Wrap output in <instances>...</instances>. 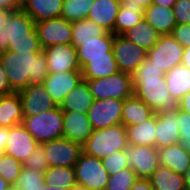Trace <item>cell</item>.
<instances>
[{
    "instance_id": "obj_1",
    "label": "cell",
    "mask_w": 190,
    "mask_h": 190,
    "mask_svg": "<svg viewBox=\"0 0 190 190\" xmlns=\"http://www.w3.org/2000/svg\"><path fill=\"white\" fill-rule=\"evenodd\" d=\"M132 86L134 95L155 113L179 109V101L170 96L165 73L148 58L132 73Z\"/></svg>"
},
{
    "instance_id": "obj_2",
    "label": "cell",
    "mask_w": 190,
    "mask_h": 190,
    "mask_svg": "<svg viewBox=\"0 0 190 190\" xmlns=\"http://www.w3.org/2000/svg\"><path fill=\"white\" fill-rule=\"evenodd\" d=\"M0 61L14 92H20L32 84H43L49 74L46 55L43 51L38 54L3 51L0 52Z\"/></svg>"
},
{
    "instance_id": "obj_3",
    "label": "cell",
    "mask_w": 190,
    "mask_h": 190,
    "mask_svg": "<svg viewBox=\"0 0 190 190\" xmlns=\"http://www.w3.org/2000/svg\"><path fill=\"white\" fill-rule=\"evenodd\" d=\"M8 50L17 54H38L43 51L35 21L22 10L11 12L0 30V52Z\"/></svg>"
},
{
    "instance_id": "obj_4",
    "label": "cell",
    "mask_w": 190,
    "mask_h": 190,
    "mask_svg": "<svg viewBox=\"0 0 190 190\" xmlns=\"http://www.w3.org/2000/svg\"><path fill=\"white\" fill-rule=\"evenodd\" d=\"M128 145L126 128L121 123L104 129L93 130L83 144V152L103 159L112 153L124 150Z\"/></svg>"
},
{
    "instance_id": "obj_5",
    "label": "cell",
    "mask_w": 190,
    "mask_h": 190,
    "mask_svg": "<svg viewBox=\"0 0 190 190\" xmlns=\"http://www.w3.org/2000/svg\"><path fill=\"white\" fill-rule=\"evenodd\" d=\"M23 117L22 124L39 144L62 138L63 111L59 106L34 116Z\"/></svg>"
},
{
    "instance_id": "obj_6",
    "label": "cell",
    "mask_w": 190,
    "mask_h": 190,
    "mask_svg": "<svg viewBox=\"0 0 190 190\" xmlns=\"http://www.w3.org/2000/svg\"><path fill=\"white\" fill-rule=\"evenodd\" d=\"M94 100L114 98L125 100L134 94L132 75L119 71L106 78L85 80Z\"/></svg>"
},
{
    "instance_id": "obj_7",
    "label": "cell",
    "mask_w": 190,
    "mask_h": 190,
    "mask_svg": "<svg viewBox=\"0 0 190 190\" xmlns=\"http://www.w3.org/2000/svg\"><path fill=\"white\" fill-rule=\"evenodd\" d=\"M74 168L76 183L87 190H105L109 174L102 159L82 152Z\"/></svg>"
},
{
    "instance_id": "obj_8",
    "label": "cell",
    "mask_w": 190,
    "mask_h": 190,
    "mask_svg": "<svg viewBox=\"0 0 190 190\" xmlns=\"http://www.w3.org/2000/svg\"><path fill=\"white\" fill-rule=\"evenodd\" d=\"M183 53L184 47L171 35H161L157 43L147 52V58L166 74L181 65Z\"/></svg>"
},
{
    "instance_id": "obj_9",
    "label": "cell",
    "mask_w": 190,
    "mask_h": 190,
    "mask_svg": "<svg viewBox=\"0 0 190 190\" xmlns=\"http://www.w3.org/2000/svg\"><path fill=\"white\" fill-rule=\"evenodd\" d=\"M49 167H74L83 152V145L66 138H58L41 144Z\"/></svg>"
},
{
    "instance_id": "obj_10",
    "label": "cell",
    "mask_w": 190,
    "mask_h": 190,
    "mask_svg": "<svg viewBox=\"0 0 190 190\" xmlns=\"http://www.w3.org/2000/svg\"><path fill=\"white\" fill-rule=\"evenodd\" d=\"M124 154L127 167L131 168L138 178H149L160 165L156 146L128 145Z\"/></svg>"
},
{
    "instance_id": "obj_11",
    "label": "cell",
    "mask_w": 190,
    "mask_h": 190,
    "mask_svg": "<svg viewBox=\"0 0 190 190\" xmlns=\"http://www.w3.org/2000/svg\"><path fill=\"white\" fill-rule=\"evenodd\" d=\"M123 103L124 100L114 98L94 100L87 113L93 130L121 124Z\"/></svg>"
},
{
    "instance_id": "obj_12",
    "label": "cell",
    "mask_w": 190,
    "mask_h": 190,
    "mask_svg": "<svg viewBox=\"0 0 190 190\" xmlns=\"http://www.w3.org/2000/svg\"><path fill=\"white\" fill-rule=\"evenodd\" d=\"M42 48L59 44H72V22L59 17L35 23Z\"/></svg>"
},
{
    "instance_id": "obj_13",
    "label": "cell",
    "mask_w": 190,
    "mask_h": 190,
    "mask_svg": "<svg viewBox=\"0 0 190 190\" xmlns=\"http://www.w3.org/2000/svg\"><path fill=\"white\" fill-rule=\"evenodd\" d=\"M115 35L107 32L93 40L89 41H72L76 48L80 68L87 64L90 59L114 58L113 42Z\"/></svg>"
},
{
    "instance_id": "obj_14",
    "label": "cell",
    "mask_w": 190,
    "mask_h": 190,
    "mask_svg": "<svg viewBox=\"0 0 190 190\" xmlns=\"http://www.w3.org/2000/svg\"><path fill=\"white\" fill-rule=\"evenodd\" d=\"M113 53L120 71L131 75L147 58L146 50L128 41L122 35H115Z\"/></svg>"
},
{
    "instance_id": "obj_15",
    "label": "cell",
    "mask_w": 190,
    "mask_h": 190,
    "mask_svg": "<svg viewBox=\"0 0 190 190\" xmlns=\"http://www.w3.org/2000/svg\"><path fill=\"white\" fill-rule=\"evenodd\" d=\"M46 55L48 73L81 71L76 48L72 44H59L43 49Z\"/></svg>"
},
{
    "instance_id": "obj_16",
    "label": "cell",
    "mask_w": 190,
    "mask_h": 190,
    "mask_svg": "<svg viewBox=\"0 0 190 190\" xmlns=\"http://www.w3.org/2000/svg\"><path fill=\"white\" fill-rule=\"evenodd\" d=\"M38 144L20 123L9 128V136L3 153L23 162L33 153Z\"/></svg>"
},
{
    "instance_id": "obj_17",
    "label": "cell",
    "mask_w": 190,
    "mask_h": 190,
    "mask_svg": "<svg viewBox=\"0 0 190 190\" xmlns=\"http://www.w3.org/2000/svg\"><path fill=\"white\" fill-rule=\"evenodd\" d=\"M82 80V71L51 73L43 81V86L57 106H60L65 96L79 85Z\"/></svg>"
},
{
    "instance_id": "obj_18",
    "label": "cell",
    "mask_w": 190,
    "mask_h": 190,
    "mask_svg": "<svg viewBox=\"0 0 190 190\" xmlns=\"http://www.w3.org/2000/svg\"><path fill=\"white\" fill-rule=\"evenodd\" d=\"M19 94L22 101L23 116H34L57 107L43 84L29 85Z\"/></svg>"
},
{
    "instance_id": "obj_19",
    "label": "cell",
    "mask_w": 190,
    "mask_h": 190,
    "mask_svg": "<svg viewBox=\"0 0 190 190\" xmlns=\"http://www.w3.org/2000/svg\"><path fill=\"white\" fill-rule=\"evenodd\" d=\"M93 132L87 113L63 111L62 138L84 144Z\"/></svg>"
},
{
    "instance_id": "obj_20",
    "label": "cell",
    "mask_w": 190,
    "mask_h": 190,
    "mask_svg": "<svg viewBox=\"0 0 190 190\" xmlns=\"http://www.w3.org/2000/svg\"><path fill=\"white\" fill-rule=\"evenodd\" d=\"M178 110L156 113L155 146L159 149L180 142Z\"/></svg>"
},
{
    "instance_id": "obj_21",
    "label": "cell",
    "mask_w": 190,
    "mask_h": 190,
    "mask_svg": "<svg viewBox=\"0 0 190 190\" xmlns=\"http://www.w3.org/2000/svg\"><path fill=\"white\" fill-rule=\"evenodd\" d=\"M121 6V0H93L87 18L114 34L116 17Z\"/></svg>"
},
{
    "instance_id": "obj_22",
    "label": "cell",
    "mask_w": 190,
    "mask_h": 190,
    "mask_svg": "<svg viewBox=\"0 0 190 190\" xmlns=\"http://www.w3.org/2000/svg\"><path fill=\"white\" fill-rule=\"evenodd\" d=\"M64 0H22L21 10L35 23L61 17Z\"/></svg>"
},
{
    "instance_id": "obj_23",
    "label": "cell",
    "mask_w": 190,
    "mask_h": 190,
    "mask_svg": "<svg viewBox=\"0 0 190 190\" xmlns=\"http://www.w3.org/2000/svg\"><path fill=\"white\" fill-rule=\"evenodd\" d=\"M160 165L167 166L178 174L184 175L190 167V153L180 142L158 149Z\"/></svg>"
},
{
    "instance_id": "obj_24",
    "label": "cell",
    "mask_w": 190,
    "mask_h": 190,
    "mask_svg": "<svg viewBox=\"0 0 190 190\" xmlns=\"http://www.w3.org/2000/svg\"><path fill=\"white\" fill-rule=\"evenodd\" d=\"M146 21L161 35H171L177 25L173 8L152 3L144 10Z\"/></svg>"
},
{
    "instance_id": "obj_25",
    "label": "cell",
    "mask_w": 190,
    "mask_h": 190,
    "mask_svg": "<svg viewBox=\"0 0 190 190\" xmlns=\"http://www.w3.org/2000/svg\"><path fill=\"white\" fill-rule=\"evenodd\" d=\"M22 101L19 92L0 97V127L10 128L23 122Z\"/></svg>"
},
{
    "instance_id": "obj_26",
    "label": "cell",
    "mask_w": 190,
    "mask_h": 190,
    "mask_svg": "<svg viewBox=\"0 0 190 190\" xmlns=\"http://www.w3.org/2000/svg\"><path fill=\"white\" fill-rule=\"evenodd\" d=\"M93 102L94 98L90 92L88 83L82 80L79 85L65 96L59 107L62 111L88 113Z\"/></svg>"
},
{
    "instance_id": "obj_27",
    "label": "cell",
    "mask_w": 190,
    "mask_h": 190,
    "mask_svg": "<svg viewBox=\"0 0 190 190\" xmlns=\"http://www.w3.org/2000/svg\"><path fill=\"white\" fill-rule=\"evenodd\" d=\"M155 112L136 95L124 100L122 109V124L126 126L137 125L151 118Z\"/></svg>"
},
{
    "instance_id": "obj_28",
    "label": "cell",
    "mask_w": 190,
    "mask_h": 190,
    "mask_svg": "<svg viewBox=\"0 0 190 190\" xmlns=\"http://www.w3.org/2000/svg\"><path fill=\"white\" fill-rule=\"evenodd\" d=\"M125 128L129 145L155 146L156 113L140 124Z\"/></svg>"
},
{
    "instance_id": "obj_29",
    "label": "cell",
    "mask_w": 190,
    "mask_h": 190,
    "mask_svg": "<svg viewBox=\"0 0 190 190\" xmlns=\"http://www.w3.org/2000/svg\"><path fill=\"white\" fill-rule=\"evenodd\" d=\"M122 36L148 52L157 43L161 34L144 18L138 25L125 31Z\"/></svg>"
},
{
    "instance_id": "obj_30",
    "label": "cell",
    "mask_w": 190,
    "mask_h": 190,
    "mask_svg": "<svg viewBox=\"0 0 190 190\" xmlns=\"http://www.w3.org/2000/svg\"><path fill=\"white\" fill-rule=\"evenodd\" d=\"M153 190H186L184 176L159 165L149 177Z\"/></svg>"
},
{
    "instance_id": "obj_31",
    "label": "cell",
    "mask_w": 190,
    "mask_h": 190,
    "mask_svg": "<svg viewBox=\"0 0 190 190\" xmlns=\"http://www.w3.org/2000/svg\"><path fill=\"white\" fill-rule=\"evenodd\" d=\"M166 84L170 96L173 99L181 100L188 92H190V69L180 65L174 67L165 74Z\"/></svg>"
},
{
    "instance_id": "obj_32",
    "label": "cell",
    "mask_w": 190,
    "mask_h": 190,
    "mask_svg": "<svg viewBox=\"0 0 190 190\" xmlns=\"http://www.w3.org/2000/svg\"><path fill=\"white\" fill-rule=\"evenodd\" d=\"M83 80L106 78L120 71L115 58L90 59L82 68Z\"/></svg>"
},
{
    "instance_id": "obj_33",
    "label": "cell",
    "mask_w": 190,
    "mask_h": 190,
    "mask_svg": "<svg viewBox=\"0 0 190 190\" xmlns=\"http://www.w3.org/2000/svg\"><path fill=\"white\" fill-rule=\"evenodd\" d=\"M144 8L121 5L116 17L114 35H122L125 31L138 25L144 19Z\"/></svg>"
},
{
    "instance_id": "obj_34",
    "label": "cell",
    "mask_w": 190,
    "mask_h": 190,
    "mask_svg": "<svg viewBox=\"0 0 190 190\" xmlns=\"http://www.w3.org/2000/svg\"><path fill=\"white\" fill-rule=\"evenodd\" d=\"M44 181L47 185L64 190H70L77 184L74 168L64 166L49 167L44 172Z\"/></svg>"
},
{
    "instance_id": "obj_35",
    "label": "cell",
    "mask_w": 190,
    "mask_h": 190,
    "mask_svg": "<svg viewBox=\"0 0 190 190\" xmlns=\"http://www.w3.org/2000/svg\"><path fill=\"white\" fill-rule=\"evenodd\" d=\"M107 31L89 18L72 23V41H89Z\"/></svg>"
},
{
    "instance_id": "obj_36",
    "label": "cell",
    "mask_w": 190,
    "mask_h": 190,
    "mask_svg": "<svg viewBox=\"0 0 190 190\" xmlns=\"http://www.w3.org/2000/svg\"><path fill=\"white\" fill-rule=\"evenodd\" d=\"M45 185L44 173L34 168L22 167L14 186L16 190H44Z\"/></svg>"
},
{
    "instance_id": "obj_37",
    "label": "cell",
    "mask_w": 190,
    "mask_h": 190,
    "mask_svg": "<svg viewBox=\"0 0 190 190\" xmlns=\"http://www.w3.org/2000/svg\"><path fill=\"white\" fill-rule=\"evenodd\" d=\"M93 0H64L61 17L69 22L87 18Z\"/></svg>"
},
{
    "instance_id": "obj_38",
    "label": "cell",
    "mask_w": 190,
    "mask_h": 190,
    "mask_svg": "<svg viewBox=\"0 0 190 190\" xmlns=\"http://www.w3.org/2000/svg\"><path fill=\"white\" fill-rule=\"evenodd\" d=\"M23 167L21 161L2 153L0 155V176L14 186Z\"/></svg>"
},
{
    "instance_id": "obj_39",
    "label": "cell",
    "mask_w": 190,
    "mask_h": 190,
    "mask_svg": "<svg viewBox=\"0 0 190 190\" xmlns=\"http://www.w3.org/2000/svg\"><path fill=\"white\" fill-rule=\"evenodd\" d=\"M137 179L136 173L131 168L122 169L109 176L105 190H130Z\"/></svg>"
},
{
    "instance_id": "obj_40",
    "label": "cell",
    "mask_w": 190,
    "mask_h": 190,
    "mask_svg": "<svg viewBox=\"0 0 190 190\" xmlns=\"http://www.w3.org/2000/svg\"><path fill=\"white\" fill-rule=\"evenodd\" d=\"M102 164L107 170L109 176L116 174L122 169L128 168L124 150L117 151L103 158Z\"/></svg>"
},
{
    "instance_id": "obj_41",
    "label": "cell",
    "mask_w": 190,
    "mask_h": 190,
    "mask_svg": "<svg viewBox=\"0 0 190 190\" xmlns=\"http://www.w3.org/2000/svg\"><path fill=\"white\" fill-rule=\"evenodd\" d=\"M22 164L23 167L34 168L44 173L49 168V164L45 157L43 146L38 144L33 153Z\"/></svg>"
},
{
    "instance_id": "obj_42",
    "label": "cell",
    "mask_w": 190,
    "mask_h": 190,
    "mask_svg": "<svg viewBox=\"0 0 190 190\" xmlns=\"http://www.w3.org/2000/svg\"><path fill=\"white\" fill-rule=\"evenodd\" d=\"M173 12L176 24H190V0H176Z\"/></svg>"
},
{
    "instance_id": "obj_43",
    "label": "cell",
    "mask_w": 190,
    "mask_h": 190,
    "mask_svg": "<svg viewBox=\"0 0 190 190\" xmlns=\"http://www.w3.org/2000/svg\"><path fill=\"white\" fill-rule=\"evenodd\" d=\"M171 36L184 48L190 47V24H177Z\"/></svg>"
},
{
    "instance_id": "obj_44",
    "label": "cell",
    "mask_w": 190,
    "mask_h": 190,
    "mask_svg": "<svg viewBox=\"0 0 190 190\" xmlns=\"http://www.w3.org/2000/svg\"><path fill=\"white\" fill-rule=\"evenodd\" d=\"M178 127L180 141L184 136H190V114L184 112L181 109H178Z\"/></svg>"
},
{
    "instance_id": "obj_45",
    "label": "cell",
    "mask_w": 190,
    "mask_h": 190,
    "mask_svg": "<svg viewBox=\"0 0 190 190\" xmlns=\"http://www.w3.org/2000/svg\"><path fill=\"white\" fill-rule=\"evenodd\" d=\"M11 86L8 81V75L6 74L5 69L2 66L0 61V97L3 95H8L13 93Z\"/></svg>"
},
{
    "instance_id": "obj_46",
    "label": "cell",
    "mask_w": 190,
    "mask_h": 190,
    "mask_svg": "<svg viewBox=\"0 0 190 190\" xmlns=\"http://www.w3.org/2000/svg\"><path fill=\"white\" fill-rule=\"evenodd\" d=\"M22 0H0V7L10 10L11 12L21 10Z\"/></svg>"
},
{
    "instance_id": "obj_47",
    "label": "cell",
    "mask_w": 190,
    "mask_h": 190,
    "mask_svg": "<svg viewBox=\"0 0 190 190\" xmlns=\"http://www.w3.org/2000/svg\"><path fill=\"white\" fill-rule=\"evenodd\" d=\"M130 190H153L149 178H138Z\"/></svg>"
},
{
    "instance_id": "obj_48",
    "label": "cell",
    "mask_w": 190,
    "mask_h": 190,
    "mask_svg": "<svg viewBox=\"0 0 190 190\" xmlns=\"http://www.w3.org/2000/svg\"><path fill=\"white\" fill-rule=\"evenodd\" d=\"M152 3L153 0H121V5L143 7L144 9L149 7Z\"/></svg>"
},
{
    "instance_id": "obj_49",
    "label": "cell",
    "mask_w": 190,
    "mask_h": 190,
    "mask_svg": "<svg viewBox=\"0 0 190 190\" xmlns=\"http://www.w3.org/2000/svg\"><path fill=\"white\" fill-rule=\"evenodd\" d=\"M8 136H9V129L0 127V155L4 152Z\"/></svg>"
},
{
    "instance_id": "obj_50",
    "label": "cell",
    "mask_w": 190,
    "mask_h": 190,
    "mask_svg": "<svg viewBox=\"0 0 190 190\" xmlns=\"http://www.w3.org/2000/svg\"><path fill=\"white\" fill-rule=\"evenodd\" d=\"M179 109L190 114V92L183 96L179 101Z\"/></svg>"
},
{
    "instance_id": "obj_51",
    "label": "cell",
    "mask_w": 190,
    "mask_h": 190,
    "mask_svg": "<svg viewBox=\"0 0 190 190\" xmlns=\"http://www.w3.org/2000/svg\"><path fill=\"white\" fill-rule=\"evenodd\" d=\"M10 13V10L0 7V30L3 29V25L5 21L8 19Z\"/></svg>"
},
{
    "instance_id": "obj_52",
    "label": "cell",
    "mask_w": 190,
    "mask_h": 190,
    "mask_svg": "<svg viewBox=\"0 0 190 190\" xmlns=\"http://www.w3.org/2000/svg\"><path fill=\"white\" fill-rule=\"evenodd\" d=\"M181 65L190 69V47L184 48Z\"/></svg>"
},
{
    "instance_id": "obj_53",
    "label": "cell",
    "mask_w": 190,
    "mask_h": 190,
    "mask_svg": "<svg viewBox=\"0 0 190 190\" xmlns=\"http://www.w3.org/2000/svg\"><path fill=\"white\" fill-rule=\"evenodd\" d=\"M176 0H153L154 4H158L160 6H165L168 8H173Z\"/></svg>"
},
{
    "instance_id": "obj_54",
    "label": "cell",
    "mask_w": 190,
    "mask_h": 190,
    "mask_svg": "<svg viewBox=\"0 0 190 190\" xmlns=\"http://www.w3.org/2000/svg\"><path fill=\"white\" fill-rule=\"evenodd\" d=\"M184 176L186 190H190V167L186 170Z\"/></svg>"
},
{
    "instance_id": "obj_55",
    "label": "cell",
    "mask_w": 190,
    "mask_h": 190,
    "mask_svg": "<svg viewBox=\"0 0 190 190\" xmlns=\"http://www.w3.org/2000/svg\"><path fill=\"white\" fill-rule=\"evenodd\" d=\"M180 143L190 153V136H184Z\"/></svg>"
},
{
    "instance_id": "obj_56",
    "label": "cell",
    "mask_w": 190,
    "mask_h": 190,
    "mask_svg": "<svg viewBox=\"0 0 190 190\" xmlns=\"http://www.w3.org/2000/svg\"><path fill=\"white\" fill-rule=\"evenodd\" d=\"M11 186L7 180L0 176V190H7Z\"/></svg>"
},
{
    "instance_id": "obj_57",
    "label": "cell",
    "mask_w": 190,
    "mask_h": 190,
    "mask_svg": "<svg viewBox=\"0 0 190 190\" xmlns=\"http://www.w3.org/2000/svg\"><path fill=\"white\" fill-rule=\"evenodd\" d=\"M44 190H64L62 189L61 187H54V186H51V185H45L44 186Z\"/></svg>"
},
{
    "instance_id": "obj_58",
    "label": "cell",
    "mask_w": 190,
    "mask_h": 190,
    "mask_svg": "<svg viewBox=\"0 0 190 190\" xmlns=\"http://www.w3.org/2000/svg\"><path fill=\"white\" fill-rule=\"evenodd\" d=\"M70 190H87L81 185L76 184L74 187H72Z\"/></svg>"
},
{
    "instance_id": "obj_59",
    "label": "cell",
    "mask_w": 190,
    "mask_h": 190,
    "mask_svg": "<svg viewBox=\"0 0 190 190\" xmlns=\"http://www.w3.org/2000/svg\"><path fill=\"white\" fill-rule=\"evenodd\" d=\"M7 190H16V188H15V186H11Z\"/></svg>"
}]
</instances>
